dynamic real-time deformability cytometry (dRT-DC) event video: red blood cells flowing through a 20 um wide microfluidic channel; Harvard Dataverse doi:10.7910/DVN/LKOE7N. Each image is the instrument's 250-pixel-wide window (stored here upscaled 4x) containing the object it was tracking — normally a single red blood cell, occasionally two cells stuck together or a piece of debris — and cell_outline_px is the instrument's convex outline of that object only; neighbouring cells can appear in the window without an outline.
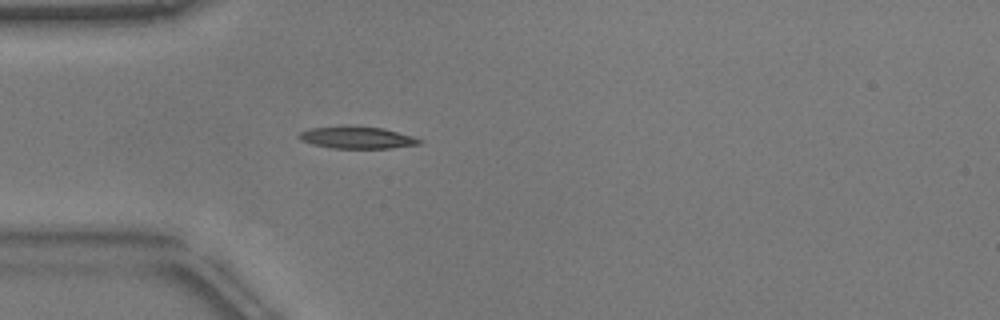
{"species": "common noctule bat (a hibernating species)", "species_latin": "Nyctalus noctula", "temperature_condition": "warm", "stored_images_in_passage": 40, "camera_frame_rate_fps": 3000, "um_per_image_px": 0.085, "animal": {"sex": "male", "body_mass_g": 17.9}, "frame": {"image": 1, "passage_image": 7, "time_ms": 2.0, "image_size_px": [1000, 320], "cell_outline_px": [[424, 140], [420, 144], [388, 148], [332, 148], [312, 144], [300, 140], [296, 136], [300, 132], [312, 128], [384, 128], [412, 136]], "centroid_in_image_um": [30.37, 11.73], "position_along_channel_um": 54.6, "area_um2": 14.74}}
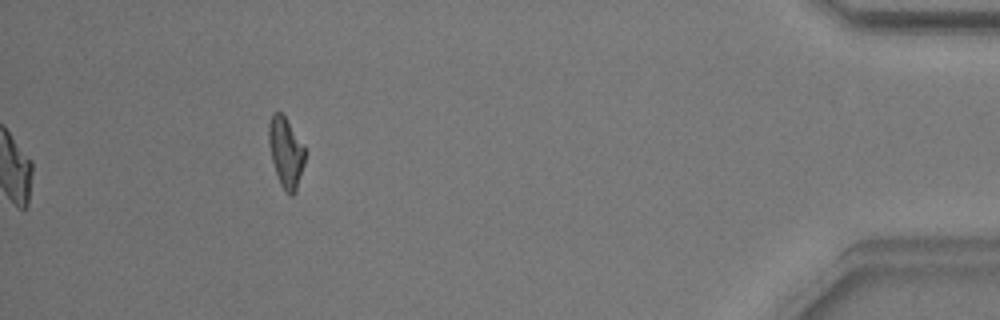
{"frame": {"image": 2, "passage_image": 40, "time_ms": 13.0, "image_size_px": [1000, 320], "cell_outline_px": [[304, 164], [296, 192], [292, 196], [288, 196], [284, 192], [276, 176], [268, 144], [268, 124], [272, 112], [280, 112], [284, 116], [304, 148]], "centroid_in_image_um": [24.26, 13.01], "position_along_channel_um": 410.9, "area_um2": 14.8}, "authors_computed_cell_mechanics": {"area_um2": 14.7968, "velocity_mm_per_s": 3.8223, "shape_relaxation_time_tau1_ms": 7.2063, "shape_relaxation_time_tau2_ms": 1.7879, "deformation_change_tau1": 0.2535, "deformation_change_tau2": 0.1046}}